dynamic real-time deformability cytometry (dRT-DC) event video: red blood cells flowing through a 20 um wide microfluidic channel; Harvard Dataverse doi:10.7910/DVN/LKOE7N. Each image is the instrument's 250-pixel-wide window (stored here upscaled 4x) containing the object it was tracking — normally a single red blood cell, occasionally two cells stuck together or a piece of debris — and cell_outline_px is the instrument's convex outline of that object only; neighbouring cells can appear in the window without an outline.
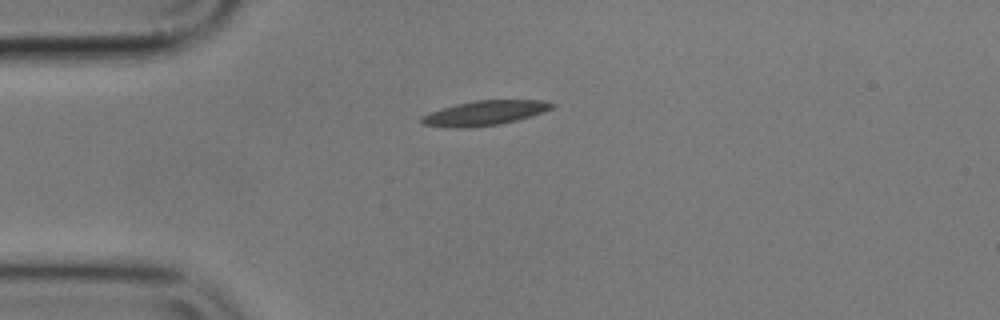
{"species": "common noctule bat (a hibernating species)", "species_latin": "Nyctalus noctula", "temperature_condition": "cold", "stored_images_in_passage": 43, "camera_frame_rate_fps": 3000, "um_per_image_px": 0.085, "animal": {"sex": "male", "body_mass_g": 17.9}, "frame": {"image": 1, "passage_image": 1, "time_ms": 0.0, "image_size_px": [1000, 320], "cell_outline_px": [[556, 104], [552, 108], [544, 112], [532, 116], [500, 124], [468, 128], [448, 128], [424, 124], [420, 120], [420, 116], [456, 104], [472, 100], [548, 100]], "centroid_in_image_um": [41.24, 9.6], "position_along_channel_um": 43.8, "area_um2": 18.84}}
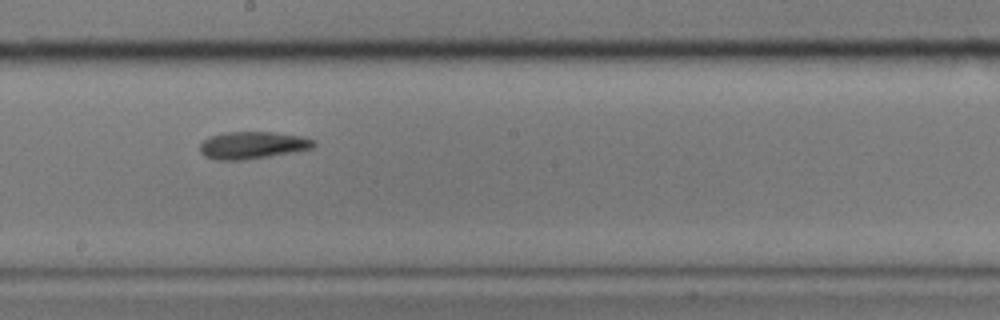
{"frame": {"image": 2, "passage_image": 18, "time_ms": 5.667, "image_size_px": [1000, 320], "cell_outline_px": [[316, 144], [312, 148], [296, 152], [244, 160], [216, 160], [204, 156], [200, 152], [200, 144], [208, 136], [224, 132], [272, 132], [300, 136], [316, 140]], "centroid_in_image_um": [21.46, 12.34], "position_along_channel_um": 226.7, "area_um2": 18.26}}
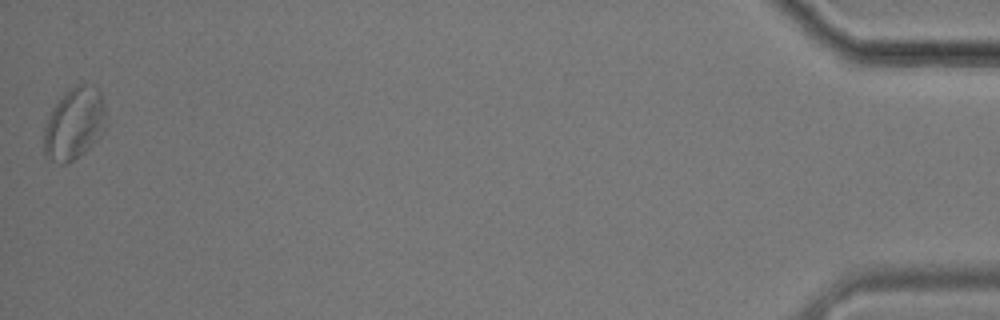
{"frame": {"image": 3, "passage_image": 43, "time_ms": 14.0, "image_size_px": [1000, 320], "cell_outline_px": [[108, 120], [100, 136], [84, 152], [68, 164], [60, 164], [44, 156], [44, 128], [52, 108], [76, 84], [84, 80], [96, 88], [100, 92], [108, 116]], "centroid_in_image_um": [6.34, 10.51], "position_along_channel_um": 428.9, "area_um2": 26.18}, "authors_computed_cell_mechanics": {"area_um2": 18.1492, "velocity_mm_per_s": 3.5458, "shape_relaxation_time_tau1_ms": 8.1336, "shape_relaxation_time_tau2_ms": 6.3535, "deformation_change_tau1": 0.1749, "deformation_change_tau2": 0.1247}}